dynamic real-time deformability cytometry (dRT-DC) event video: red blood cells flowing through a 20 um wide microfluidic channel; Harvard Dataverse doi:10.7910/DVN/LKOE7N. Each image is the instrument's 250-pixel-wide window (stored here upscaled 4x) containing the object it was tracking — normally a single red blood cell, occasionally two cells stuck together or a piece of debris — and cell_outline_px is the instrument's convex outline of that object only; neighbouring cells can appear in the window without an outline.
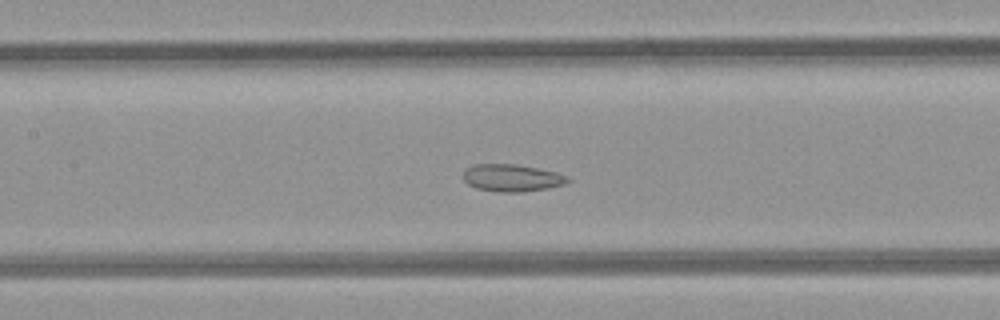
{"species": "common noctule bat (a hibernating species)", "species_latin": "Nyctalus noctula", "temperature_condition": "room temperature", "stored_images_in_passage": 49, "camera_frame_rate_fps": 3000, "um_per_image_px": 0.085, "animal": {"sex": "female", "body_mass_g": 21.9}, "frame": {"image": 1, "passage_image": 22, "time_ms": 7.0, "image_size_px": [1000, 320], "cell_outline_px": [[572, 180], [564, 184], [548, 188], [524, 192], [496, 192], [476, 188], [468, 184], [464, 180], [464, 168], [472, 164], [516, 164], [556, 172], [568, 176]], "centroid_in_image_um": [43.5, 15.12], "position_along_channel_um": 163.9, "area_um2": 16.76}}
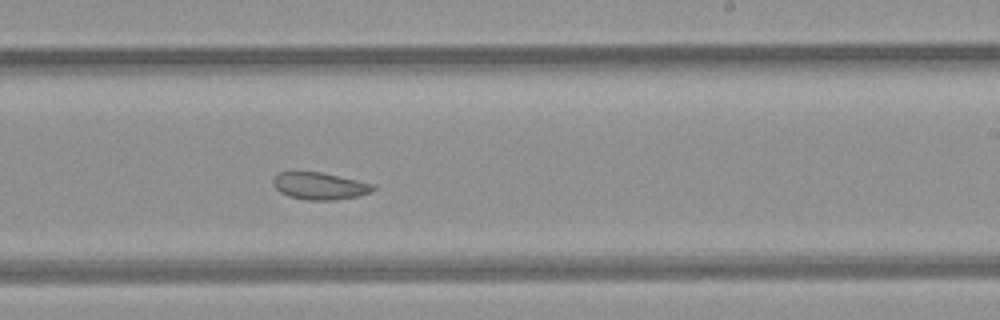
{"frame": {"image": 2, "passage_image": 29, "time_ms": 9.333, "image_size_px": [1000, 320], "cell_outline_px": [[376, 188], [372, 192], [356, 196], [336, 200], [308, 200], [288, 196], [280, 192], [272, 184], [272, 180], [280, 172], [320, 172], [376, 184]], "centroid_in_image_um": [27.2, 15.81], "position_along_channel_um": 261.8, "area_um2": 15.78}}
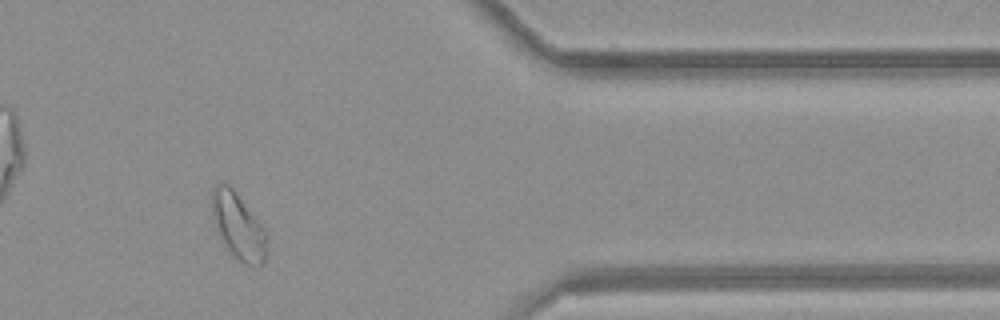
{"frame": {"image": 3, "passage_image": 40, "time_ms": 13.0, "image_size_px": [1000, 320], "cell_outline_px": [[268, 248], [264, 260], [256, 268], [252, 268], [236, 260], [224, 244], [216, 228], [212, 212], [212, 188], [216, 184], [228, 184], [236, 192], [264, 228], [268, 236]], "centroid_in_image_um": [20.28, 19.28], "position_along_channel_um": 391.1, "area_um2": 21.33}, "authors_computed_cell_mechanics": {"area_um2": 21.5594, "velocity_mm_per_s": 4.2198, "shape_relaxation_time_tau1_ms": null, "shape_relaxation_time_tau2_ms": 3.8558, "deformation_change_tau1": null, "deformation_change_tau2": 0.0891}}